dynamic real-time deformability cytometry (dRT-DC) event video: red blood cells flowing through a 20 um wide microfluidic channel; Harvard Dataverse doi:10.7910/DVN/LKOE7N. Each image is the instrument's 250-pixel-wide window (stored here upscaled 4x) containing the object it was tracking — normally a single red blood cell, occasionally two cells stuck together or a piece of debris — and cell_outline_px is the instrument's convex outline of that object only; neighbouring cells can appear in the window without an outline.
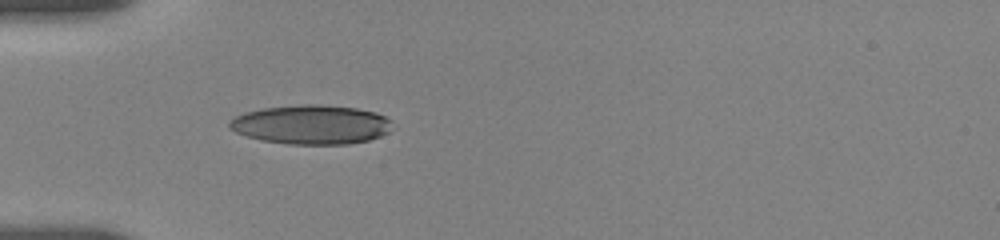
{"species": "human", "species_latin": "Homo sapiens", "temperature_condition": "room temperature", "stored_images_in_passage": 12, "camera_frame_rate_fps": 3000, "um_per_image_px": 0.085, "donor": {"sex": "female"}, "frame": {"image": 1, "passage_image": 9, "time_ms": 5.667, "image_size_px": [1000, 240], "cell_outline_px": [[392, 120], [388, 132], [380, 136], [368, 140], [348, 144], [288, 144], [260, 140], [236, 132], [228, 128], [228, 120], [244, 112], [264, 108], [300, 104], [320, 104], [356, 108], [376, 112]], "centroid_in_image_um": [26.43, 10.58], "position_along_channel_um": 58.6, "area_um2": 37.34}}
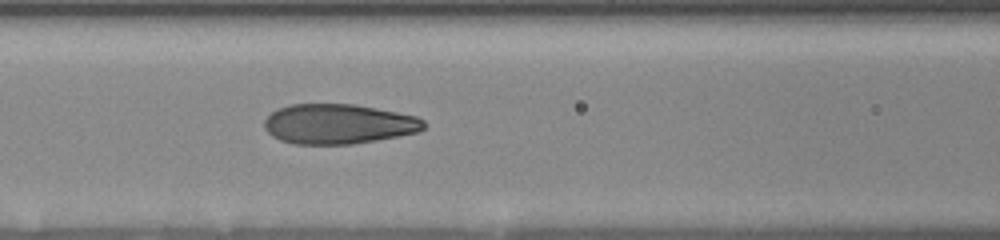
{"frame": {"image": 2, "passage_image": 12, "time_ms": 8.0, "image_size_px": [1000, 240], "cell_outline_px": [[424, 128], [420, 132], [376, 140], [352, 144], [296, 144], [280, 140], [272, 136], [264, 128], [264, 120], [276, 108], [292, 104], [356, 104], [416, 116], [424, 120]], "centroid_in_image_um": [28.75, 10.53], "position_along_channel_um": 137.8, "area_um2": 37.17}}